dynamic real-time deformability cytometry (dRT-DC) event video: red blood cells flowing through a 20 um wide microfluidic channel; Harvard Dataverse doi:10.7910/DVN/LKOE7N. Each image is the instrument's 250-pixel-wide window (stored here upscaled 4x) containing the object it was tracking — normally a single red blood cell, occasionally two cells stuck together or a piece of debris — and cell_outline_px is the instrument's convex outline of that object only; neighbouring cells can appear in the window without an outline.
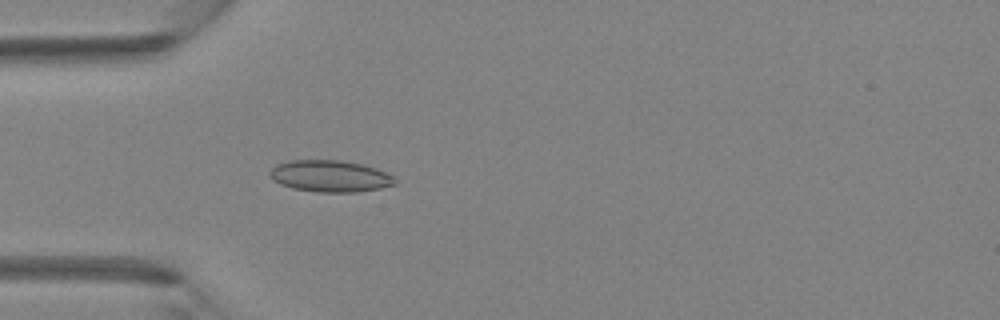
{"species": "Egyptian fruit bat (a non-hibernating species)", "species_latin": "Rousettus aegyptiacus", "temperature_condition": "room temperature", "stored_images_in_passage": 4, "camera_frame_rate_fps": 3000, "um_per_image_px": 0.085, "animal": {"sex": "female"}, "frame": {"image": 1, "passage_image": 4, "time_ms": 1.0, "image_size_px": [1000, 320], "cell_outline_px": [[396, 184], [380, 188], [356, 192], [316, 192], [292, 188], [280, 184], [272, 180], [268, 172], [276, 164], [288, 160], [340, 160], [364, 164], [388, 172], [396, 176]], "centroid_in_image_um": [28.07, 14.96], "position_along_channel_um": 56.9, "area_um2": 23.47}}